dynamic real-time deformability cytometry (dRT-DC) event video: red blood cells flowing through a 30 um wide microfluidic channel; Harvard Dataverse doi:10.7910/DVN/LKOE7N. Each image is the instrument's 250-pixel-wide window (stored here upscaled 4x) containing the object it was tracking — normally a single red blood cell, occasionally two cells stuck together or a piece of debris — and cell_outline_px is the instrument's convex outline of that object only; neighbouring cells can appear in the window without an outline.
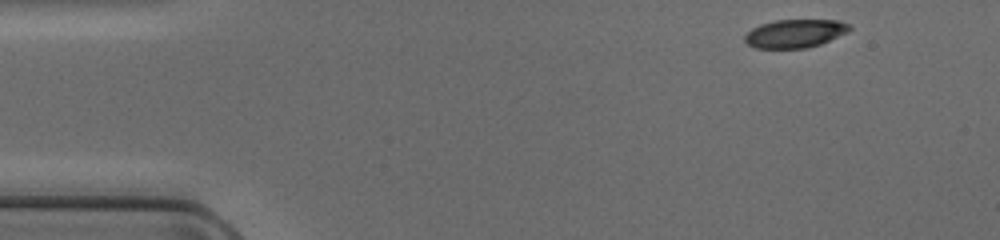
{"species": "common noctule bat (a hibernating species)", "species_latin": "Nyctalus noctula", "temperature_condition": "cold", "stored_images_in_passage": 44, "camera_frame_rate_fps": 3000, "um_per_image_px": 0.085, "animal": {"sex": "female", "body_mass_g": 17.0, "forearm_length_mm": 48.0}, "frame": {"image": 1, "passage_image": 1, "time_ms": 0.0, "image_size_px": [1000, 240], "cell_outline_px": [[852, 28], [848, 32], [820, 44], [808, 48], [756, 48], [748, 44], [744, 40], [744, 36], [752, 28], [760, 24], [776, 20], [840, 20], [848, 24]], "centroid_in_image_um": [67.58, 2.84], "position_along_channel_um": 17.4, "area_um2": 17.28}}
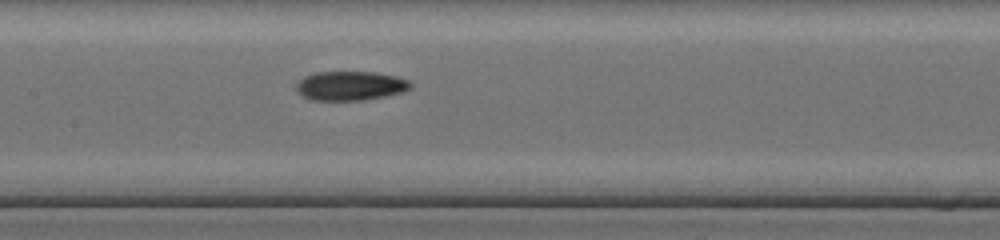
{"frame": {"image": 2, "passage_image": 19, "time_ms": 6.0, "image_size_px": [1000, 240], "cell_outline_px": [[412, 88], [400, 92], [384, 96], [364, 100], [312, 100], [300, 96], [296, 92], [296, 84], [304, 76], [316, 72], [372, 72], [396, 76], [408, 80], [412, 84]], "centroid_in_image_um": [29.74, 7.29], "position_along_channel_um": 177.7, "area_um2": 19.48}}
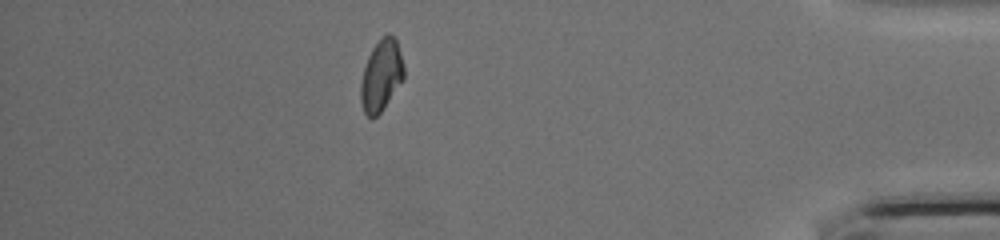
{"frame": {"image": 3, "passage_image": 38, "time_ms": 12.333, "image_size_px": [1000, 240], "cell_outline_px": [[404, 80], [380, 112], [372, 120], [364, 112], [360, 104], [360, 84], [364, 68], [368, 56], [372, 48], [388, 32], [396, 40], [400, 52], [404, 68]], "centroid_in_image_um": [32.4, 6.45], "position_along_channel_um": 402.8, "area_um2": 17.92}}